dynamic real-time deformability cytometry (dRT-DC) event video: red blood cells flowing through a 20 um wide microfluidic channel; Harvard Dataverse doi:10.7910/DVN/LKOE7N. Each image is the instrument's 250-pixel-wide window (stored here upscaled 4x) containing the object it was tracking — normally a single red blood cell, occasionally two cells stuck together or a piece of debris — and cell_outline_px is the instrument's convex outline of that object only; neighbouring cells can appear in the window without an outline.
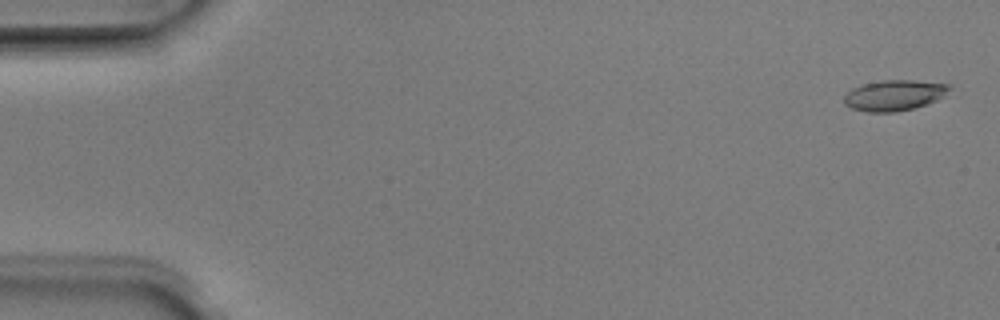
{"species": "Egyptian fruit bat (a non-hibernating species)", "species_latin": "Rousettus aegyptiacus", "temperature_condition": "room temperature", "stored_images_in_passage": 51, "camera_frame_rate_fps": 3000, "um_per_image_px": 0.085, "animal": {"sex": "male"}, "frame": {"image": 1, "passage_image": 2, "time_ms": 0.333, "image_size_px": [1000, 320], "cell_outline_px": [[952, 88], [936, 100], [912, 108], [896, 112], [868, 112], [852, 108], [844, 104], [844, 96], [852, 88], [864, 84], [880, 80], [912, 80], [948, 84]], "centroid_in_image_um": [75.97, 8.09], "position_along_channel_um": 9.0, "area_um2": 18.55}}
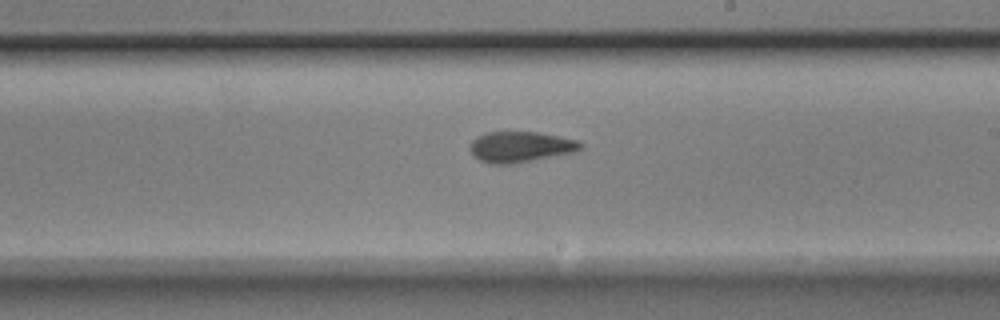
{"frame": {"image": 2, "passage_image": 30, "time_ms": 9.667, "image_size_px": [1000, 320], "cell_outline_px": [[584, 144], [576, 152], [512, 164], [492, 164], [480, 160], [472, 156], [468, 148], [468, 144], [476, 136], [484, 132], [536, 132], [576, 140]], "centroid_in_image_um": [44.16, 12.49], "position_along_channel_um": 244.8, "area_um2": 19.94}}
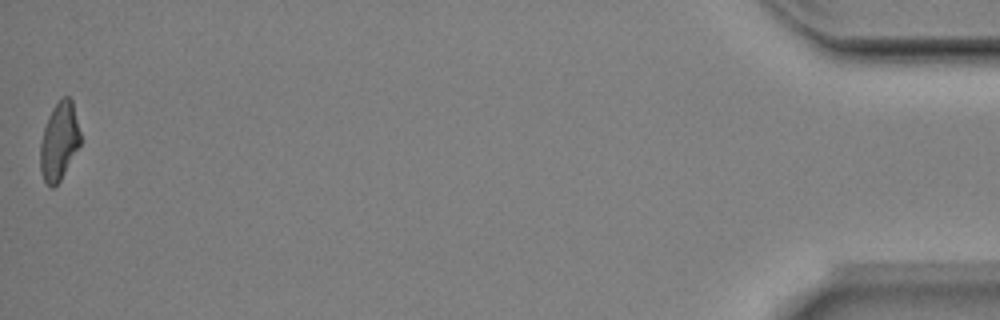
{"frame": {"image": 3, "passage_image": 51, "time_ms": 16.667, "image_size_px": [1000, 320], "cell_outline_px": [[80, 144], [60, 180], [52, 188], [44, 180], [40, 172], [40, 140], [48, 116], [52, 108], [64, 96], [68, 96], [72, 100], [80, 132]], "centroid_in_image_um": [5.01, 12.0], "position_along_channel_um": 430.2, "area_um2": 17.98}, "authors_computed_cell_mechanics": {"area_um2": 19.1318, "velocity_mm_per_s": 4.0049, "shape_relaxation_time_tau1_ms": 6.1042, "shape_relaxation_time_tau2_ms": 3.3675, "deformation_change_tau1": 0.1739, "deformation_change_tau2": 0.1118}}